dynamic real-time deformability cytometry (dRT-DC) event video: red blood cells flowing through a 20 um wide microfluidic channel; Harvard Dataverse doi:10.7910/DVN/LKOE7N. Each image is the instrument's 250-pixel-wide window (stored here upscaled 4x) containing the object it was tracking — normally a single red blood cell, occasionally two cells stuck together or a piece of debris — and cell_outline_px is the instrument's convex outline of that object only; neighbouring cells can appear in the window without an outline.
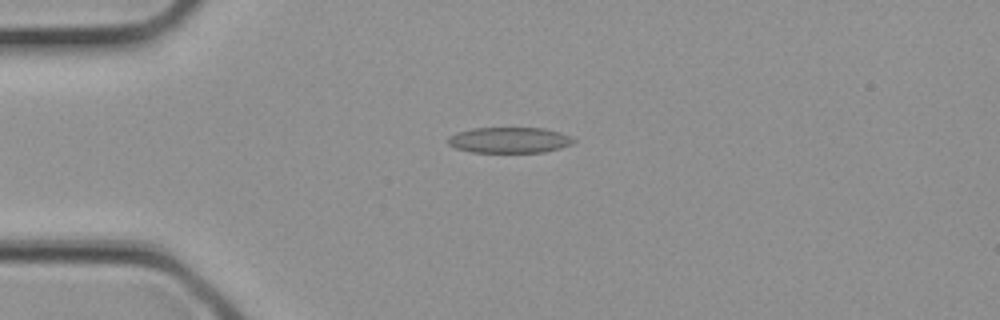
{"species": "common noctule bat (a hibernating species)", "species_latin": "Nyctalus noctula", "temperature_condition": "cold", "stored_images_in_passage": 1, "camera_frame_rate_fps": 3000, "um_per_image_px": 0.085, "animal": {"sex": "female", "body_mass_g": 21.9}, "frame": {"image": 1, "passage_image": 1, "time_ms": 0.0, "image_size_px": [1000, 320], "cell_outline_px": [[576, 140], [572, 144], [560, 148], [544, 152], [472, 152], [456, 148], [448, 144], [448, 136], [456, 132], [472, 128], [544, 128], [560, 132], [572, 136]], "centroid_in_image_um": [43.31, 11.9], "position_along_channel_um": 41.7, "area_um2": 18.96}}